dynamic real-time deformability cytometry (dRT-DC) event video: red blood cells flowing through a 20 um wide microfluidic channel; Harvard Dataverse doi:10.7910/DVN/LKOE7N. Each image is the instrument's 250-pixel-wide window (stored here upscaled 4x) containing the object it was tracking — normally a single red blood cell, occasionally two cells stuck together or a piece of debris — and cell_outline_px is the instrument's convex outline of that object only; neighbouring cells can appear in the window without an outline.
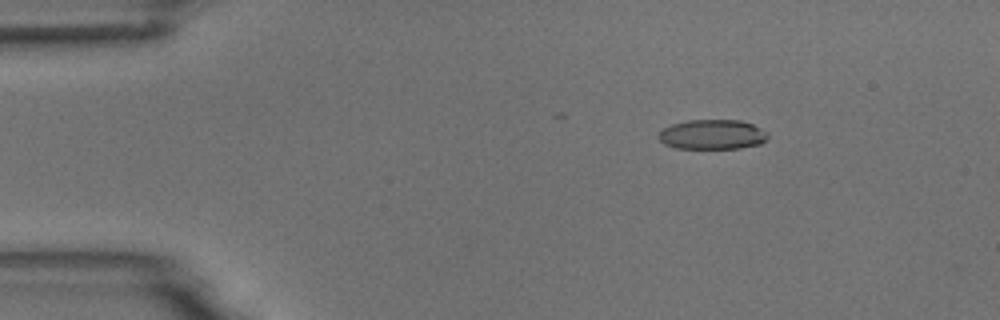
{"species": "common noctule bat (a hibernating species)", "species_latin": "Nyctalus noctula", "temperature_condition": "room temperature", "stored_images_in_passage": 5, "camera_frame_rate_fps": 3000, "um_per_image_px": 0.085, "animal": {"sex": "male", "body_mass_g": 18.8}, "frame": {"image": 1, "passage_image": 3, "time_ms": 2.333, "image_size_px": [1000, 320], "cell_outline_px": [[768, 136], [760, 144], [740, 148], [676, 148], [664, 144], [656, 136], [664, 128], [672, 124], [688, 120], [740, 120], [752, 124], [768, 132]], "centroid_in_image_um": [60.54, 11.43], "position_along_channel_um": 24.5, "area_um2": 18.9}}